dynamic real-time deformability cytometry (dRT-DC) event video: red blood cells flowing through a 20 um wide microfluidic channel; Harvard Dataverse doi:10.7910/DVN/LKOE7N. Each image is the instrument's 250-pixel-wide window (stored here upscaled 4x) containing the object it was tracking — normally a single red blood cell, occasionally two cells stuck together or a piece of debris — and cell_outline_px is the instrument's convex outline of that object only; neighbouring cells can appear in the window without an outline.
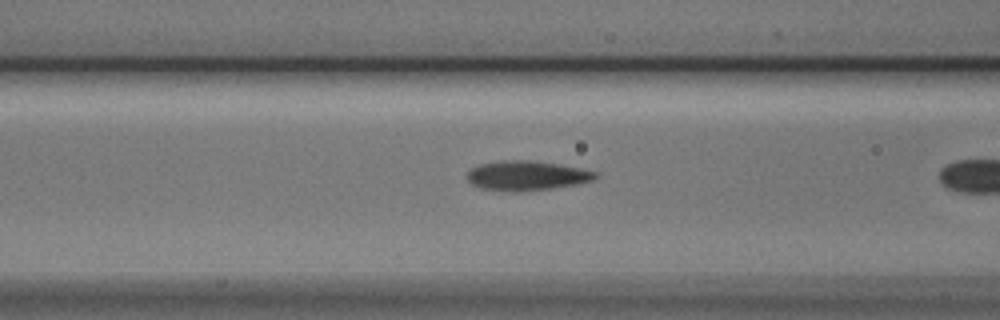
{"species": "Egyptian fruit bat (a non-hibernating species)", "species_latin": "Rousettus aegyptiacus", "temperature_condition": "cold", "stored_images_in_passage": 9, "camera_frame_rate_fps": 3000, "um_per_image_px": 0.085, "animal": {"sex": "male"}, "frame": {"image": 1, "passage_image": 8, "time_ms": 2.333, "image_size_px": [1000, 320], "cell_outline_px": [[600, 176], [592, 180], [576, 184], [548, 188], [516, 192], [480, 188], [472, 184], [468, 180], [468, 172], [472, 168], [480, 164], [500, 160], [528, 160], [560, 164], [580, 168], [596, 172]], "centroid_in_image_um": [44.76, 14.92], "position_along_channel_um": 121.8, "area_um2": 21.91}}